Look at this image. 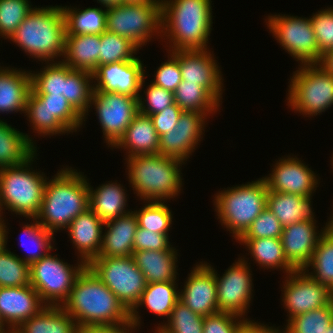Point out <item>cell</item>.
<instances>
[{"label":"cell","mask_w":333,"mask_h":333,"mask_svg":"<svg viewBox=\"0 0 333 333\" xmlns=\"http://www.w3.org/2000/svg\"><path fill=\"white\" fill-rule=\"evenodd\" d=\"M212 8L211 0H161L159 38L168 41L167 52L209 49Z\"/></svg>","instance_id":"1"},{"label":"cell","mask_w":333,"mask_h":333,"mask_svg":"<svg viewBox=\"0 0 333 333\" xmlns=\"http://www.w3.org/2000/svg\"><path fill=\"white\" fill-rule=\"evenodd\" d=\"M61 307L78 327L119 325L130 320V312L88 266L75 279Z\"/></svg>","instance_id":"2"},{"label":"cell","mask_w":333,"mask_h":333,"mask_svg":"<svg viewBox=\"0 0 333 333\" xmlns=\"http://www.w3.org/2000/svg\"><path fill=\"white\" fill-rule=\"evenodd\" d=\"M68 167V168H67ZM89 208V180L66 166L46 182L38 223L53 234L66 230L71 221Z\"/></svg>","instance_id":"3"},{"label":"cell","mask_w":333,"mask_h":333,"mask_svg":"<svg viewBox=\"0 0 333 333\" xmlns=\"http://www.w3.org/2000/svg\"><path fill=\"white\" fill-rule=\"evenodd\" d=\"M66 23L61 6L34 7L9 38L40 62H56L64 56ZM58 57V58H57ZM55 60V61H54Z\"/></svg>","instance_id":"4"},{"label":"cell","mask_w":333,"mask_h":333,"mask_svg":"<svg viewBox=\"0 0 333 333\" xmlns=\"http://www.w3.org/2000/svg\"><path fill=\"white\" fill-rule=\"evenodd\" d=\"M124 160L129 187L139 200L165 202L176 198L183 190L181 167L186 163L159 153L135 155Z\"/></svg>","instance_id":"5"},{"label":"cell","mask_w":333,"mask_h":333,"mask_svg":"<svg viewBox=\"0 0 333 333\" xmlns=\"http://www.w3.org/2000/svg\"><path fill=\"white\" fill-rule=\"evenodd\" d=\"M267 184L263 178L219 190L214 197L217 219L237 241L267 207Z\"/></svg>","instance_id":"6"},{"label":"cell","mask_w":333,"mask_h":333,"mask_svg":"<svg viewBox=\"0 0 333 333\" xmlns=\"http://www.w3.org/2000/svg\"><path fill=\"white\" fill-rule=\"evenodd\" d=\"M37 152L25 163L0 168V197L4 209L25 218H35L43 201L47 176L31 167ZM44 173V174H43Z\"/></svg>","instance_id":"7"},{"label":"cell","mask_w":333,"mask_h":333,"mask_svg":"<svg viewBox=\"0 0 333 333\" xmlns=\"http://www.w3.org/2000/svg\"><path fill=\"white\" fill-rule=\"evenodd\" d=\"M298 65L289 80L287 105L295 113L315 117L333 105V75L320 63Z\"/></svg>","instance_id":"8"},{"label":"cell","mask_w":333,"mask_h":333,"mask_svg":"<svg viewBox=\"0 0 333 333\" xmlns=\"http://www.w3.org/2000/svg\"><path fill=\"white\" fill-rule=\"evenodd\" d=\"M106 23V31L129 39L141 50L155 36L161 37V0L109 7Z\"/></svg>","instance_id":"9"},{"label":"cell","mask_w":333,"mask_h":333,"mask_svg":"<svg viewBox=\"0 0 333 333\" xmlns=\"http://www.w3.org/2000/svg\"><path fill=\"white\" fill-rule=\"evenodd\" d=\"M24 116L33 132L43 138L77 132L84 123L83 117L63 95H36L32 90Z\"/></svg>","instance_id":"10"},{"label":"cell","mask_w":333,"mask_h":333,"mask_svg":"<svg viewBox=\"0 0 333 333\" xmlns=\"http://www.w3.org/2000/svg\"><path fill=\"white\" fill-rule=\"evenodd\" d=\"M79 261V262H78ZM70 265L50 252L30 265V285L45 306H62L75 279L87 266L82 260Z\"/></svg>","instance_id":"11"},{"label":"cell","mask_w":333,"mask_h":333,"mask_svg":"<svg viewBox=\"0 0 333 333\" xmlns=\"http://www.w3.org/2000/svg\"><path fill=\"white\" fill-rule=\"evenodd\" d=\"M131 312L141 299L147 282L131 256L95 258L87 265Z\"/></svg>","instance_id":"12"},{"label":"cell","mask_w":333,"mask_h":333,"mask_svg":"<svg viewBox=\"0 0 333 333\" xmlns=\"http://www.w3.org/2000/svg\"><path fill=\"white\" fill-rule=\"evenodd\" d=\"M268 17V18H267ZM267 18V19H266ZM265 22L269 33L292 58L300 64L320 63L323 54L318 50L310 17L271 14Z\"/></svg>","instance_id":"13"},{"label":"cell","mask_w":333,"mask_h":333,"mask_svg":"<svg viewBox=\"0 0 333 333\" xmlns=\"http://www.w3.org/2000/svg\"><path fill=\"white\" fill-rule=\"evenodd\" d=\"M96 109L104 142L112 148L124 135L133 118L139 113L138 97L126 94L94 91L90 102Z\"/></svg>","instance_id":"14"},{"label":"cell","mask_w":333,"mask_h":333,"mask_svg":"<svg viewBox=\"0 0 333 333\" xmlns=\"http://www.w3.org/2000/svg\"><path fill=\"white\" fill-rule=\"evenodd\" d=\"M247 259L239 257L222 276L215 270L219 312H230L242 318L249 312L254 283Z\"/></svg>","instance_id":"15"},{"label":"cell","mask_w":333,"mask_h":333,"mask_svg":"<svg viewBox=\"0 0 333 333\" xmlns=\"http://www.w3.org/2000/svg\"><path fill=\"white\" fill-rule=\"evenodd\" d=\"M283 282L282 304L290 318L327 306L333 300V292L324 284L312 279L304 270L286 275Z\"/></svg>","instance_id":"16"},{"label":"cell","mask_w":333,"mask_h":333,"mask_svg":"<svg viewBox=\"0 0 333 333\" xmlns=\"http://www.w3.org/2000/svg\"><path fill=\"white\" fill-rule=\"evenodd\" d=\"M207 117L196 111H183L176 126L159 136V154L183 163L188 161L203 139Z\"/></svg>","instance_id":"17"},{"label":"cell","mask_w":333,"mask_h":333,"mask_svg":"<svg viewBox=\"0 0 333 333\" xmlns=\"http://www.w3.org/2000/svg\"><path fill=\"white\" fill-rule=\"evenodd\" d=\"M282 156L272 168V173L262 177L269 191L312 197L320 184L319 176L296 156Z\"/></svg>","instance_id":"18"},{"label":"cell","mask_w":333,"mask_h":333,"mask_svg":"<svg viewBox=\"0 0 333 333\" xmlns=\"http://www.w3.org/2000/svg\"><path fill=\"white\" fill-rule=\"evenodd\" d=\"M134 60L99 65L93 74L94 91L116 92L138 97L145 86L146 67ZM145 68V69H144Z\"/></svg>","instance_id":"19"},{"label":"cell","mask_w":333,"mask_h":333,"mask_svg":"<svg viewBox=\"0 0 333 333\" xmlns=\"http://www.w3.org/2000/svg\"><path fill=\"white\" fill-rule=\"evenodd\" d=\"M179 61L182 80L204 86L221 104L223 99L222 71L213 51L180 50L171 51Z\"/></svg>","instance_id":"20"},{"label":"cell","mask_w":333,"mask_h":333,"mask_svg":"<svg viewBox=\"0 0 333 333\" xmlns=\"http://www.w3.org/2000/svg\"><path fill=\"white\" fill-rule=\"evenodd\" d=\"M179 301L205 317L218 313L215 269L207 262L196 264L188 274Z\"/></svg>","instance_id":"21"},{"label":"cell","mask_w":333,"mask_h":333,"mask_svg":"<svg viewBox=\"0 0 333 333\" xmlns=\"http://www.w3.org/2000/svg\"><path fill=\"white\" fill-rule=\"evenodd\" d=\"M316 224L314 217L283 227L284 254L296 270H303L309 264L318 240L324 234V228L319 231Z\"/></svg>","instance_id":"22"},{"label":"cell","mask_w":333,"mask_h":333,"mask_svg":"<svg viewBox=\"0 0 333 333\" xmlns=\"http://www.w3.org/2000/svg\"><path fill=\"white\" fill-rule=\"evenodd\" d=\"M45 305L31 286L0 287V314L10 329H17Z\"/></svg>","instance_id":"23"},{"label":"cell","mask_w":333,"mask_h":333,"mask_svg":"<svg viewBox=\"0 0 333 333\" xmlns=\"http://www.w3.org/2000/svg\"><path fill=\"white\" fill-rule=\"evenodd\" d=\"M70 241L86 265L98 257L102 247L104 222L90 209L74 218L68 228Z\"/></svg>","instance_id":"24"},{"label":"cell","mask_w":333,"mask_h":333,"mask_svg":"<svg viewBox=\"0 0 333 333\" xmlns=\"http://www.w3.org/2000/svg\"><path fill=\"white\" fill-rule=\"evenodd\" d=\"M104 226L102 247L97 258L131 256L138 228L134 211L107 221Z\"/></svg>","instance_id":"25"},{"label":"cell","mask_w":333,"mask_h":333,"mask_svg":"<svg viewBox=\"0 0 333 333\" xmlns=\"http://www.w3.org/2000/svg\"><path fill=\"white\" fill-rule=\"evenodd\" d=\"M31 91L30 70L0 66V113L25 114Z\"/></svg>","instance_id":"26"},{"label":"cell","mask_w":333,"mask_h":333,"mask_svg":"<svg viewBox=\"0 0 333 333\" xmlns=\"http://www.w3.org/2000/svg\"><path fill=\"white\" fill-rule=\"evenodd\" d=\"M113 148L124 149L125 158L159 153V136L150 116L138 113Z\"/></svg>","instance_id":"27"},{"label":"cell","mask_w":333,"mask_h":333,"mask_svg":"<svg viewBox=\"0 0 333 333\" xmlns=\"http://www.w3.org/2000/svg\"><path fill=\"white\" fill-rule=\"evenodd\" d=\"M177 251L175 247L169 250L133 251L132 257L147 283L178 281Z\"/></svg>","instance_id":"28"},{"label":"cell","mask_w":333,"mask_h":333,"mask_svg":"<svg viewBox=\"0 0 333 333\" xmlns=\"http://www.w3.org/2000/svg\"><path fill=\"white\" fill-rule=\"evenodd\" d=\"M124 188L123 184L117 183V180L108 181L96 189L89 183V208L104 223L131 212L132 210L127 209L128 195Z\"/></svg>","instance_id":"29"},{"label":"cell","mask_w":333,"mask_h":333,"mask_svg":"<svg viewBox=\"0 0 333 333\" xmlns=\"http://www.w3.org/2000/svg\"><path fill=\"white\" fill-rule=\"evenodd\" d=\"M100 34L66 35L62 61L73 70L93 73L99 66Z\"/></svg>","instance_id":"30"},{"label":"cell","mask_w":333,"mask_h":333,"mask_svg":"<svg viewBox=\"0 0 333 333\" xmlns=\"http://www.w3.org/2000/svg\"><path fill=\"white\" fill-rule=\"evenodd\" d=\"M179 301V289L176 281L147 283L141 299L136 307L130 312V320L141 327V316L139 307L146 309L160 317L169 318V315Z\"/></svg>","instance_id":"31"},{"label":"cell","mask_w":333,"mask_h":333,"mask_svg":"<svg viewBox=\"0 0 333 333\" xmlns=\"http://www.w3.org/2000/svg\"><path fill=\"white\" fill-rule=\"evenodd\" d=\"M30 136L0 119V168L23 164L38 151Z\"/></svg>","instance_id":"32"},{"label":"cell","mask_w":333,"mask_h":333,"mask_svg":"<svg viewBox=\"0 0 333 333\" xmlns=\"http://www.w3.org/2000/svg\"><path fill=\"white\" fill-rule=\"evenodd\" d=\"M312 197L282 192H267V208L276 216L283 227L307 219H312L315 212Z\"/></svg>","instance_id":"33"},{"label":"cell","mask_w":333,"mask_h":333,"mask_svg":"<svg viewBox=\"0 0 333 333\" xmlns=\"http://www.w3.org/2000/svg\"><path fill=\"white\" fill-rule=\"evenodd\" d=\"M261 269H279L286 275L296 271L287 260L281 238L238 239Z\"/></svg>","instance_id":"34"},{"label":"cell","mask_w":333,"mask_h":333,"mask_svg":"<svg viewBox=\"0 0 333 333\" xmlns=\"http://www.w3.org/2000/svg\"><path fill=\"white\" fill-rule=\"evenodd\" d=\"M77 329L74 319L61 306H45L17 328L20 333H77Z\"/></svg>","instance_id":"35"},{"label":"cell","mask_w":333,"mask_h":333,"mask_svg":"<svg viewBox=\"0 0 333 333\" xmlns=\"http://www.w3.org/2000/svg\"><path fill=\"white\" fill-rule=\"evenodd\" d=\"M93 92V74L88 71L73 70L65 64V98L83 117L84 122L88 119Z\"/></svg>","instance_id":"36"},{"label":"cell","mask_w":333,"mask_h":333,"mask_svg":"<svg viewBox=\"0 0 333 333\" xmlns=\"http://www.w3.org/2000/svg\"><path fill=\"white\" fill-rule=\"evenodd\" d=\"M65 23L66 35L80 34H102L106 31V13L101 7H88L77 9L76 7L62 6Z\"/></svg>","instance_id":"37"},{"label":"cell","mask_w":333,"mask_h":333,"mask_svg":"<svg viewBox=\"0 0 333 333\" xmlns=\"http://www.w3.org/2000/svg\"><path fill=\"white\" fill-rule=\"evenodd\" d=\"M175 103L183 111H196L210 118L219 111L221 103L202 85L181 81L175 89Z\"/></svg>","instance_id":"38"},{"label":"cell","mask_w":333,"mask_h":333,"mask_svg":"<svg viewBox=\"0 0 333 333\" xmlns=\"http://www.w3.org/2000/svg\"><path fill=\"white\" fill-rule=\"evenodd\" d=\"M28 221L31 222L30 224L25 223L23 225L22 231L25 235V240H27L29 245L25 244V240H23L21 236L20 243L22 245V248L28 251L25 255V257H20L24 262L28 263L31 265L32 263L40 260L42 257L46 256L50 251H53L55 248L53 240H55L54 234L52 232H49L45 228H43L39 223L36 218H26ZM33 221V222H32ZM53 242V244H52ZM34 247V249H32ZM31 248V249H30ZM45 250V251H44Z\"/></svg>","instance_id":"39"},{"label":"cell","mask_w":333,"mask_h":333,"mask_svg":"<svg viewBox=\"0 0 333 333\" xmlns=\"http://www.w3.org/2000/svg\"><path fill=\"white\" fill-rule=\"evenodd\" d=\"M312 279L333 292V239L325 233L319 238L309 264L303 269ZM309 270H312L309 272Z\"/></svg>","instance_id":"40"},{"label":"cell","mask_w":333,"mask_h":333,"mask_svg":"<svg viewBox=\"0 0 333 333\" xmlns=\"http://www.w3.org/2000/svg\"><path fill=\"white\" fill-rule=\"evenodd\" d=\"M43 67L40 68V72L30 71L31 90L36 95L65 97V64L62 61L46 62Z\"/></svg>","instance_id":"41"},{"label":"cell","mask_w":333,"mask_h":333,"mask_svg":"<svg viewBox=\"0 0 333 333\" xmlns=\"http://www.w3.org/2000/svg\"><path fill=\"white\" fill-rule=\"evenodd\" d=\"M333 322V300L324 307L290 318L280 333H325Z\"/></svg>","instance_id":"42"},{"label":"cell","mask_w":333,"mask_h":333,"mask_svg":"<svg viewBox=\"0 0 333 333\" xmlns=\"http://www.w3.org/2000/svg\"><path fill=\"white\" fill-rule=\"evenodd\" d=\"M144 206L139 210H134L140 228L166 234L172 227L173 214L169 206L164 201H144Z\"/></svg>","instance_id":"43"},{"label":"cell","mask_w":333,"mask_h":333,"mask_svg":"<svg viewBox=\"0 0 333 333\" xmlns=\"http://www.w3.org/2000/svg\"><path fill=\"white\" fill-rule=\"evenodd\" d=\"M204 317L178 301L166 322L158 324L155 333H203Z\"/></svg>","instance_id":"44"},{"label":"cell","mask_w":333,"mask_h":333,"mask_svg":"<svg viewBox=\"0 0 333 333\" xmlns=\"http://www.w3.org/2000/svg\"><path fill=\"white\" fill-rule=\"evenodd\" d=\"M138 51L139 48L129 39L105 31L101 34L99 65L134 60Z\"/></svg>","instance_id":"45"},{"label":"cell","mask_w":333,"mask_h":333,"mask_svg":"<svg viewBox=\"0 0 333 333\" xmlns=\"http://www.w3.org/2000/svg\"><path fill=\"white\" fill-rule=\"evenodd\" d=\"M30 285V265L7 246L0 252V287Z\"/></svg>","instance_id":"46"},{"label":"cell","mask_w":333,"mask_h":333,"mask_svg":"<svg viewBox=\"0 0 333 333\" xmlns=\"http://www.w3.org/2000/svg\"><path fill=\"white\" fill-rule=\"evenodd\" d=\"M29 0H0V36L9 39L34 9Z\"/></svg>","instance_id":"47"},{"label":"cell","mask_w":333,"mask_h":333,"mask_svg":"<svg viewBox=\"0 0 333 333\" xmlns=\"http://www.w3.org/2000/svg\"><path fill=\"white\" fill-rule=\"evenodd\" d=\"M150 83L143 91L145 97L142 96V93L138 96V111L146 116L159 113L175 103L173 92Z\"/></svg>","instance_id":"48"},{"label":"cell","mask_w":333,"mask_h":333,"mask_svg":"<svg viewBox=\"0 0 333 333\" xmlns=\"http://www.w3.org/2000/svg\"><path fill=\"white\" fill-rule=\"evenodd\" d=\"M283 226L266 207L239 239L281 238Z\"/></svg>","instance_id":"49"},{"label":"cell","mask_w":333,"mask_h":333,"mask_svg":"<svg viewBox=\"0 0 333 333\" xmlns=\"http://www.w3.org/2000/svg\"><path fill=\"white\" fill-rule=\"evenodd\" d=\"M310 19L318 50L324 55L333 49V7L313 13Z\"/></svg>","instance_id":"50"},{"label":"cell","mask_w":333,"mask_h":333,"mask_svg":"<svg viewBox=\"0 0 333 333\" xmlns=\"http://www.w3.org/2000/svg\"><path fill=\"white\" fill-rule=\"evenodd\" d=\"M168 60L163 62L157 69L154 74L155 77L152 79V83L164 88L165 90H169L174 92L177 86L182 81V75L180 72L179 61L178 58L171 52H167Z\"/></svg>","instance_id":"51"},{"label":"cell","mask_w":333,"mask_h":333,"mask_svg":"<svg viewBox=\"0 0 333 333\" xmlns=\"http://www.w3.org/2000/svg\"><path fill=\"white\" fill-rule=\"evenodd\" d=\"M247 318H242L230 312H218L205 316L203 333H236L239 325Z\"/></svg>","instance_id":"52"},{"label":"cell","mask_w":333,"mask_h":333,"mask_svg":"<svg viewBox=\"0 0 333 333\" xmlns=\"http://www.w3.org/2000/svg\"><path fill=\"white\" fill-rule=\"evenodd\" d=\"M173 245L166 234L151 232L138 226L133 251L141 250H169Z\"/></svg>","instance_id":"53"},{"label":"cell","mask_w":333,"mask_h":333,"mask_svg":"<svg viewBox=\"0 0 333 333\" xmlns=\"http://www.w3.org/2000/svg\"><path fill=\"white\" fill-rule=\"evenodd\" d=\"M182 112L183 110L176 103H174L173 105L166 107L163 111L150 115L158 136H161L173 129L176 126Z\"/></svg>","instance_id":"54"},{"label":"cell","mask_w":333,"mask_h":333,"mask_svg":"<svg viewBox=\"0 0 333 333\" xmlns=\"http://www.w3.org/2000/svg\"><path fill=\"white\" fill-rule=\"evenodd\" d=\"M139 327L131 320L119 325H95L78 327L77 333H134Z\"/></svg>","instance_id":"55"},{"label":"cell","mask_w":333,"mask_h":333,"mask_svg":"<svg viewBox=\"0 0 333 333\" xmlns=\"http://www.w3.org/2000/svg\"><path fill=\"white\" fill-rule=\"evenodd\" d=\"M280 326L274 327L267 324L245 319L237 328L236 333H280Z\"/></svg>","instance_id":"56"},{"label":"cell","mask_w":333,"mask_h":333,"mask_svg":"<svg viewBox=\"0 0 333 333\" xmlns=\"http://www.w3.org/2000/svg\"><path fill=\"white\" fill-rule=\"evenodd\" d=\"M3 218H0V252L7 246L8 239V228Z\"/></svg>","instance_id":"57"},{"label":"cell","mask_w":333,"mask_h":333,"mask_svg":"<svg viewBox=\"0 0 333 333\" xmlns=\"http://www.w3.org/2000/svg\"><path fill=\"white\" fill-rule=\"evenodd\" d=\"M320 64L333 75V49L323 55Z\"/></svg>","instance_id":"58"},{"label":"cell","mask_w":333,"mask_h":333,"mask_svg":"<svg viewBox=\"0 0 333 333\" xmlns=\"http://www.w3.org/2000/svg\"><path fill=\"white\" fill-rule=\"evenodd\" d=\"M324 228V233L333 239V213H331L329 221L327 220Z\"/></svg>","instance_id":"59"},{"label":"cell","mask_w":333,"mask_h":333,"mask_svg":"<svg viewBox=\"0 0 333 333\" xmlns=\"http://www.w3.org/2000/svg\"><path fill=\"white\" fill-rule=\"evenodd\" d=\"M98 3L104 8H109L121 4V0H97Z\"/></svg>","instance_id":"60"},{"label":"cell","mask_w":333,"mask_h":333,"mask_svg":"<svg viewBox=\"0 0 333 333\" xmlns=\"http://www.w3.org/2000/svg\"><path fill=\"white\" fill-rule=\"evenodd\" d=\"M6 325V326H5ZM6 327V328H5ZM10 328L7 326L0 314V333H8Z\"/></svg>","instance_id":"61"},{"label":"cell","mask_w":333,"mask_h":333,"mask_svg":"<svg viewBox=\"0 0 333 333\" xmlns=\"http://www.w3.org/2000/svg\"><path fill=\"white\" fill-rule=\"evenodd\" d=\"M154 0H121V3L124 4H134V3H150Z\"/></svg>","instance_id":"62"},{"label":"cell","mask_w":333,"mask_h":333,"mask_svg":"<svg viewBox=\"0 0 333 333\" xmlns=\"http://www.w3.org/2000/svg\"><path fill=\"white\" fill-rule=\"evenodd\" d=\"M325 333H333V322H332L331 325L328 327V329L326 330Z\"/></svg>","instance_id":"63"},{"label":"cell","mask_w":333,"mask_h":333,"mask_svg":"<svg viewBox=\"0 0 333 333\" xmlns=\"http://www.w3.org/2000/svg\"><path fill=\"white\" fill-rule=\"evenodd\" d=\"M3 208H2V203H1V197H0V218H5L3 217Z\"/></svg>","instance_id":"64"},{"label":"cell","mask_w":333,"mask_h":333,"mask_svg":"<svg viewBox=\"0 0 333 333\" xmlns=\"http://www.w3.org/2000/svg\"><path fill=\"white\" fill-rule=\"evenodd\" d=\"M8 333H20L17 329H10Z\"/></svg>","instance_id":"65"},{"label":"cell","mask_w":333,"mask_h":333,"mask_svg":"<svg viewBox=\"0 0 333 333\" xmlns=\"http://www.w3.org/2000/svg\"><path fill=\"white\" fill-rule=\"evenodd\" d=\"M331 159H332V160H330V161H331V165H332V168H333V156H332Z\"/></svg>","instance_id":"66"}]
</instances>
